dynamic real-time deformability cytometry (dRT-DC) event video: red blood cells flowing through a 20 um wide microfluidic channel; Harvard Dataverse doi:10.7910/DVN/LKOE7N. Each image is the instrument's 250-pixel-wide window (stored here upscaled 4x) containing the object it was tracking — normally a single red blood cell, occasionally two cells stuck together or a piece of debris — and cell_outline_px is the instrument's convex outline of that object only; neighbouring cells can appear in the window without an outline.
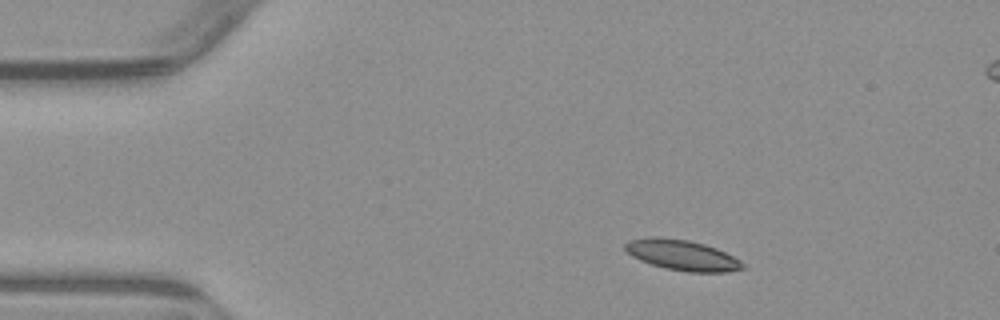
{"species": "common noctule bat (a hibernating species)", "species_latin": "Nyctalus noctula", "temperature_condition": "warm", "stored_images_in_passage": 5, "camera_frame_rate_fps": 3000, "um_per_image_px": 0.085, "animal": {"sex": "male", "body_mass_g": 23.1, "forearm_length_mm": 52.7}, "frame": {"image": 1, "passage_image": 2, "time_ms": 1.0, "image_size_px": [1000, 320], "cell_outline_px": [[748, 268], [724, 272], [688, 272], [664, 268], [640, 260], [632, 256], [624, 248], [624, 244], [628, 240], [652, 236], [660, 236], [688, 240], [704, 244], [716, 248], [740, 260]], "centroid_in_image_um": [57.97, 21.68], "position_along_channel_um": 27.0, "area_um2": 20.98}}
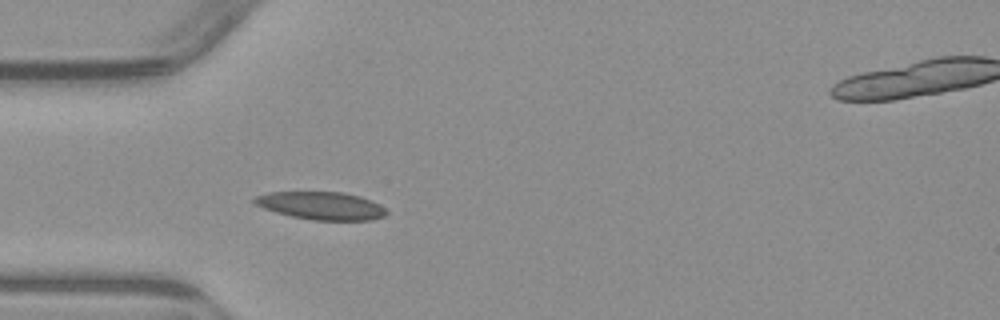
{"frame": {"image": 2, "passage_image": 4, "time_ms": 3.333, "image_size_px": [1000, 320], "cell_outline_px": [[388, 212], [384, 216], [372, 220], [312, 220], [292, 216], [276, 212], [264, 208], [256, 204], [252, 200], [252, 196], [268, 192], [340, 192], [360, 196], [380, 204]], "centroid_in_image_um": [27.29, 17.48], "position_along_channel_um": 57.7, "area_um2": 21.39}}